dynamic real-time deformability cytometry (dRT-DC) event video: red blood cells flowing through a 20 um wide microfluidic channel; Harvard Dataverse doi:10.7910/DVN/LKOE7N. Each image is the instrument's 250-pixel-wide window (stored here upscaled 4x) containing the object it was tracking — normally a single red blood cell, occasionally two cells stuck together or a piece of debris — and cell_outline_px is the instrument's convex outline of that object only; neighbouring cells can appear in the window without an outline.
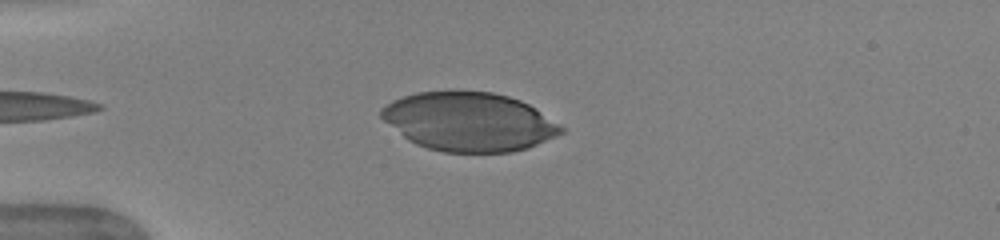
{"species": "human", "species_latin": "Homo sapiens", "temperature_condition": "warm", "stored_images_in_passage": 37, "camera_frame_rate_fps": 3000, "um_per_image_px": 0.085, "donor": {"sex": "female"}, "frame": {"image": 1, "passage_image": 4, "time_ms": 1.0, "image_size_px": [1000, 240], "cell_outline_px": [[564, 132], [556, 136], [528, 148], [512, 152], [444, 152], [428, 148], [416, 144], [408, 140], [384, 120], [380, 116], [380, 108], [392, 100], [416, 92], [492, 92], [508, 96], [520, 100], [528, 104], [560, 124], [564, 128]], "centroid_in_image_um": [39.87, 10.35], "position_along_channel_um": 45.1, "area_um2": 61.21}}